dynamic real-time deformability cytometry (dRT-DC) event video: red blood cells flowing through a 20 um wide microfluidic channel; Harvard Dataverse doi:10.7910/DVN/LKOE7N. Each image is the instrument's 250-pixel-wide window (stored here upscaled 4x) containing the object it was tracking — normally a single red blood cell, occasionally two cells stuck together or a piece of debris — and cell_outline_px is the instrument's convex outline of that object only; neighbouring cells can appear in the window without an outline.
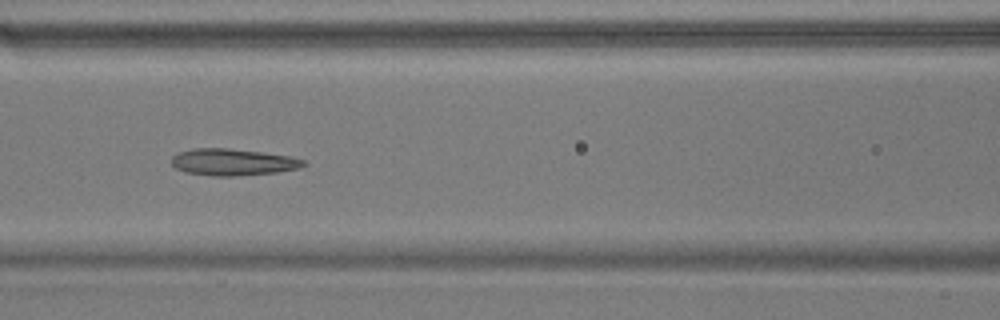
{"species": "common noctule bat (a hibernating species)", "species_latin": "Nyctalus noctula", "temperature_condition": "warm", "stored_images_in_passage": 32, "camera_frame_rate_fps": 3000, "um_per_image_px": 0.085, "animal": {"sex": "male", "body_mass_g": 17.9}, "frame": {"image": 1, "passage_image": 10, "time_ms": 3.0, "image_size_px": [1000, 320], "cell_outline_px": [[308, 164], [300, 168], [276, 172], [236, 176], [212, 176], [184, 172], [176, 168], [172, 164], [172, 156], [180, 152], [192, 148], [228, 148], [260, 152], [288, 156], [304, 160]], "centroid_in_image_um": [19.78, 13.78], "position_along_channel_um": 146.8, "area_um2": 20.52}}
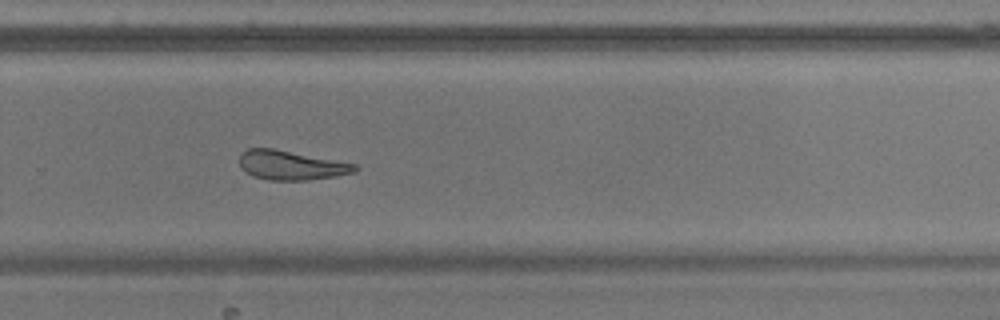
{"frame": {"image": 2, "passage_image": 23, "time_ms": 7.333, "image_size_px": [1000, 320], "cell_outline_px": [[360, 168], [352, 172], [336, 176], [308, 180], [268, 180], [252, 176], [244, 172], [240, 168], [240, 152], [248, 148], [272, 148], [356, 164]], "centroid_in_image_um": [24.68, 14.05], "position_along_channel_um": 305.1, "area_um2": 19.71}, "authors_computed_cell_mechanics": {"area_um2": 20.1433, "velocity_mm_per_s": 3.6579, "shape_relaxation_time_tau1_ms": 6.9784, "shape_relaxation_time_tau2_ms": 3.2725, "deformation_change_tau1": 0.1692, "deformation_change_tau2": 0.1239}}